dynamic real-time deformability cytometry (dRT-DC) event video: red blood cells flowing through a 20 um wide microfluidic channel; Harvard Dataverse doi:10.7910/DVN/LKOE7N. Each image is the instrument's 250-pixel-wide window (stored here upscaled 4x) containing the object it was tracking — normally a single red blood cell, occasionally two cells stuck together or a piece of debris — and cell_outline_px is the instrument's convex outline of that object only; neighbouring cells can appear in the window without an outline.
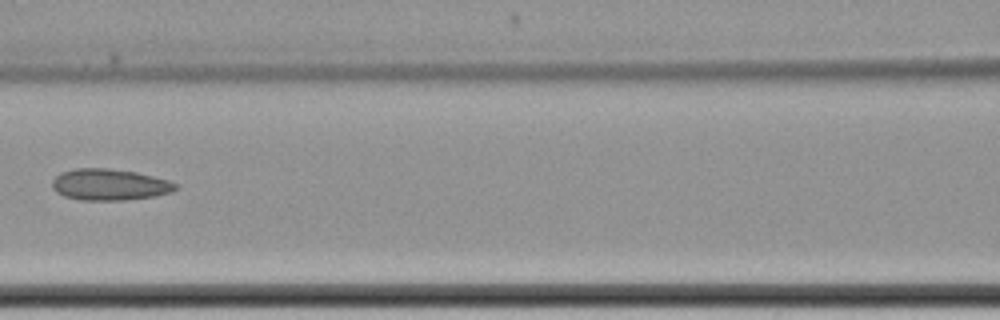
{"species": "common noctule bat (a hibernating species)", "species_latin": "Nyctalus noctula", "temperature_condition": "cold", "stored_images_in_passage": 9, "camera_frame_rate_fps": 3000, "um_per_image_px": 0.085, "animal": {"sex": "female", "body_mass_g": 22.7, "forearm_length_mm": 54.2}, "frame": {"image": 1, "passage_image": 9, "time_ms": 9.667, "image_size_px": [1000, 320], "cell_outline_px": [[176, 188], [172, 192], [156, 196], [124, 200], [80, 200], [64, 196], [56, 192], [52, 188], [52, 180], [60, 172], [76, 168], [108, 168], [136, 172], [168, 180], [176, 184]], "centroid_in_image_um": [9.28, 15.69], "position_along_channel_um": 157.3, "area_um2": 22.6}}